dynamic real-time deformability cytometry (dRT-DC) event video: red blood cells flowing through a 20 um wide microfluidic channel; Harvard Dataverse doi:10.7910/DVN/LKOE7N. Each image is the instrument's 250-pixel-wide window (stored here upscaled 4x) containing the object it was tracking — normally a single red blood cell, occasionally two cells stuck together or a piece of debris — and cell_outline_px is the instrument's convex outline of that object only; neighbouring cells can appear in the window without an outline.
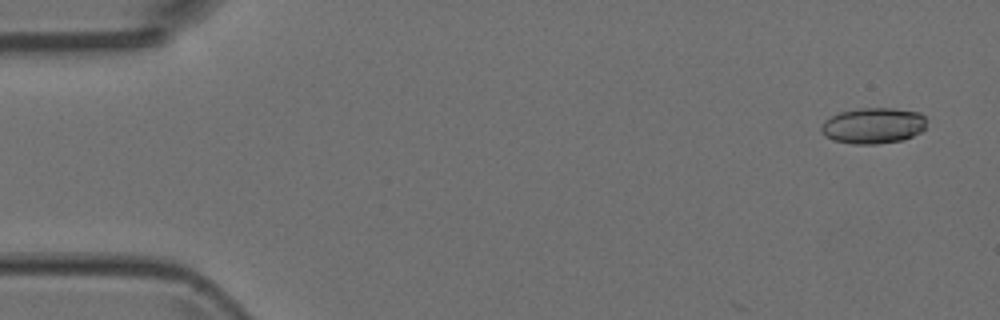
{"species": "Egyptian fruit bat (a non-hibernating species)", "species_latin": "Rousettus aegyptiacus", "temperature_condition": "room temperature", "stored_images_in_passage": 3, "camera_frame_rate_fps": 3000, "um_per_image_px": 0.085, "animal": {"sex": "female"}, "frame": {"image": 1, "passage_image": 1, "time_ms": 0.0, "image_size_px": [1000, 320], "cell_outline_px": [[924, 128], [920, 132], [904, 140], [876, 144], [852, 144], [832, 140], [824, 136], [820, 128], [824, 120], [840, 112], [860, 108], [892, 108], [920, 112], [924, 116]], "centroid_in_image_um": [74.19, 10.68], "position_along_channel_um": 10.8, "area_um2": 22.08}}